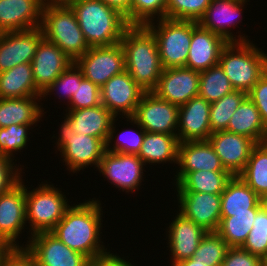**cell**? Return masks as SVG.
<instances>
[{
	"label": "cell",
	"mask_w": 267,
	"mask_h": 266,
	"mask_svg": "<svg viewBox=\"0 0 267 266\" xmlns=\"http://www.w3.org/2000/svg\"><path fill=\"white\" fill-rule=\"evenodd\" d=\"M93 199L96 198L70 206L50 232L70 249L84 254L94 263L111 253L101 244L103 211L100 200Z\"/></svg>",
	"instance_id": "1"
},
{
	"label": "cell",
	"mask_w": 267,
	"mask_h": 266,
	"mask_svg": "<svg viewBox=\"0 0 267 266\" xmlns=\"http://www.w3.org/2000/svg\"><path fill=\"white\" fill-rule=\"evenodd\" d=\"M126 71L145 92H153L162 74L157 41L145 25H129L120 41Z\"/></svg>",
	"instance_id": "2"
},
{
	"label": "cell",
	"mask_w": 267,
	"mask_h": 266,
	"mask_svg": "<svg viewBox=\"0 0 267 266\" xmlns=\"http://www.w3.org/2000/svg\"><path fill=\"white\" fill-rule=\"evenodd\" d=\"M89 47L120 43L129 26L125 16L100 0H75L69 4Z\"/></svg>",
	"instance_id": "3"
},
{
	"label": "cell",
	"mask_w": 267,
	"mask_h": 266,
	"mask_svg": "<svg viewBox=\"0 0 267 266\" xmlns=\"http://www.w3.org/2000/svg\"><path fill=\"white\" fill-rule=\"evenodd\" d=\"M219 65L235 90L248 93L267 71V54L250 41L229 42L220 53Z\"/></svg>",
	"instance_id": "4"
},
{
	"label": "cell",
	"mask_w": 267,
	"mask_h": 266,
	"mask_svg": "<svg viewBox=\"0 0 267 266\" xmlns=\"http://www.w3.org/2000/svg\"><path fill=\"white\" fill-rule=\"evenodd\" d=\"M40 27L44 38L56 44L73 61L90 48L69 5H44Z\"/></svg>",
	"instance_id": "5"
},
{
	"label": "cell",
	"mask_w": 267,
	"mask_h": 266,
	"mask_svg": "<svg viewBox=\"0 0 267 266\" xmlns=\"http://www.w3.org/2000/svg\"><path fill=\"white\" fill-rule=\"evenodd\" d=\"M157 23V25H155ZM145 25L154 35L162 68L185 67L196 21L162 18Z\"/></svg>",
	"instance_id": "6"
},
{
	"label": "cell",
	"mask_w": 267,
	"mask_h": 266,
	"mask_svg": "<svg viewBox=\"0 0 267 266\" xmlns=\"http://www.w3.org/2000/svg\"><path fill=\"white\" fill-rule=\"evenodd\" d=\"M60 189L48 184H40L26 194V223H30L31 235L39 232H50L63 218L70 205Z\"/></svg>",
	"instance_id": "7"
},
{
	"label": "cell",
	"mask_w": 267,
	"mask_h": 266,
	"mask_svg": "<svg viewBox=\"0 0 267 266\" xmlns=\"http://www.w3.org/2000/svg\"><path fill=\"white\" fill-rule=\"evenodd\" d=\"M59 129L56 145L67 169L77 173L87 166L99 167L106 152V143L94 136L76 134L69 122L64 119Z\"/></svg>",
	"instance_id": "8"
},
{
	"label": "cell",
	"mask_w": 267,
	"mask_h": 266,
	"mask_svg": "<svg viewBox=\"0 0 267 266\" xmlns=\"http://www.w3.org/2000/svg\"><path fill=\"white\" fill-rule=\"evenodd\" d=\"M85 79L102 87L111 77L126 70L125 53L121 43L90 47L74 61Z\"/></svg>",
	"instance_id": "9"
},
{
	"label": "cell",
	"mask_w": 267,
	"mask_h": 266,
	"mask_svg": "<svg viewBox=\"0 0 267 266\" xmlns=\"http://www.w3.org/2000/svg\"><path fill=\"white\" fill-rule=\"evenodd\" d=\"M30 237L24 248L32 255L37 266H92L93 264L87 256L70 249L51 232H39Z\"/></svg>",
	"instance_id": "10"
},
{
	"label": "cell",
	"mask_w": 267,
	"mask_h": 266,
	"mask_svg": "<svg viewBox=\"0 0 267 266\" xmlns=\"http://www.w3.org/2000/svg\"><path fill=\"white\" fill-rule=\"evenodd\" d=\"M179 106L145 92L132 118L150 133L177 135Z\"/></svg>",
	"instance_id": "11"
},
{
	"label": "cell",
	"mask_w": 267,
	"mask_h": 266,
	"mask_svg": "<svg viewBox=\"0 0 267 266\" xmlns=\"http://www.w3.org/2000/svg\"><path fill=\"white\" fill-rule=\"evenodd\" d=\"M144 166H146L145 163L138 155L113 153L106 150L98 170L116 188L118 187L119 190L126 191V193H132L141 186Z\"/></svg>",
	"instance_id": "12"
},
{
	"label": "cell",
	"mask_w": 267,
	"mask_h": 266,
	"mask_svg": "<svg viewBox=\"0 0 267 266\" xmlns=\"http://www.w3.org/2000/svg\"><path fill=\"white\" fill-rule=\"evenodd\" d=\"M144 93L126 70L100 87L101 104L115 117H132Z\"/></svg>",
	"instance_id": "13"
},
{
	"label": "cell",
	"mask_w": 267,
	"mask_h": 266,
	"mask_svg": "<svg viewBox=\"0 0 267 266\" xmlns=\"http://www.w3.org/2000/svg\"><path fill=\"white\" fill-rule=\"evenodd\" d=\"M43 38L41 27L0 33V73L22 63H31Z\"/></svg>",
	"instance_id": "14"
},
{
	"label": "cell",
	"mask_w": 267,
	"mask_h": 266,
	"mask_svg": "<svg viewBox=\"0 0 267 266\" xmlns=\"http://www.w3.org/2000/svg\"><path fill=\"white\" fill-rule=\"evenodd\" d=\"M26 225V194L23 179L0 194V234L15 248H24L17 238Z\"/></svg>",
	"instance_id": "15"
},
{
	"label": "cell",
	"mask_w": 267,
	"mask_h": 266,
	"mask_svg": "<svg viewBox=\"0 0 267 266\" xmlns=\"http://www.w3.org/2000/svg\"><path fill=\"white\" fill-rule=\"evenodd\" d=\"M64 117L76 134L94 136L111 146L115 133V116L107 107L100 104L94 107L66 110Z\"/></svg>",
	"instance_id": "16"
},
{
	"label": "cell",
	"mask_w": 267,
	"mask_h": 266,
	"mask_svg": "<svg viewBox=\"0 0 267 266\" xmlns=\"http://www.w3.org/2000/svg\"><path fill=\"white\" fill-rule=\"evenodd\" d=\"M179 213L207 232H216L221 222V195L177 192Z\"/></svg>",
	"instance_id": "17"
},
{
	"label": "cell",
	"mask_w": 267,
	"mask_h": 266,
	"mask_svg": "<svg viewBox=\"0 0 267 266\" xmlns=\"http://www.w3.org/2000/svg\"><path fill=\"white\" fill-rule=\"evenodd\" d=\"M200 72L186 67L165 68L153 91L160 99L181 106L199 94Z\"/></svg>",
	"instance_id": "18"
},
{
	"label": "cell",
	"mask_w": 267,
	"mask_h": 266,
	"mask_svg": "<svg viewBox=\"0 0 267 266\" xmlns=\"http://www.w3.org/2000/svg\"><path fill=\"white\" fill-rule=\"evenodd\" d=\"M208 140L225 170L232 176H239L243 172L253 148L257 145L247 136L226 130L211 133Z\"/></svg>",
	"instance_id": "19"
},
{
	"label": "cell",
	"mask_w": 267,
	"mask_h": 266,
	"mask_svg": "<svg viewBox=\"0 0 267 266\" xmlns=\"http://www.w3.org/2000/svg\"><path fill=\"white\" fill-rule=\"evenodd\" d=\"M247 1L249 2V0H211L204 16L198 23L204 29L221 36L227 43L250 41L248 36L240 34L238 39H236L234 34L230 32V28L237 24L235 19L242 16L243 12L241 11Z\"/></svg>",
	"instance_id": "20"
},
{
	"label": "cell",
	"mask_w": 267,
	"mask_h": 266,
	"mask_svg": "<svg viewBox=\"0 0 267 266\" xmlns=\"http://www.w3.org/2000/svg\"><path fill=\"white\" fill-rule=\"evenodd\" d=\"M177 185L189 172L226 171L209 140L185 141L178 145Z\"/></svg>",
	"instance_id": "21"
},
{
	"label": "cell",
	"mask_w": 267,
	"mask_h": 266,
	"mask_svg": "<svg viewBox=\"0 0 267 266\" xmlns=\"http://www.w3.org/2000/svg\"><path fill=\"white\" fill-rule=\"evenodd\" d=\"M210 104L201 96H195L179 106L177 138L185 141L208 140L211 135Z\"/></svg>",
	"instance_id": "22"
},
{
	"label": "cell",
	"mask_w": 267,
	"mask_h": 266,
	"mask_svg": "<svg viewBox=\"0 0 267 266\" xmlns=\"http://www.w3.org/2000/svg\"><path fill=\"white\" fill-rule=\"evenodd\" d=\"M72 63L56 44L43 38L31 62L37 90L42 94Z\"/></svg>",
	"instance_id": "23"
},
{
	"label": "cell",
	"mask_w": 267,
	"mask_h": 266,
	"mask_svg": "<svg viewBox=\"0 0 267 266\" xmlns=\"http://www.w3.org/2000/svg\"><path fill=\"white\" fill-rule=\"evenodd\" d=\"M169 224L166 238L168 237L167 247L171 251V263L178 264L192 258L207 231L181 213L176 214Z\"/></svg>",
	"instance_id": "24"
},
{
	"label": "cell",
	"mask_w": 267,
	"mask_h": 266,
	"mask_svg": "<svg viewBox=\"0 0 267 266\" xmlns=\"http://www.w3.org/2000/svg\"><path fill=\"white\" fill-rule=\"evenodd\" d=\"M42 0H0V33L41 26Z\"/></svg>",
	"instance_id": "25"
},
{
	"label": "cell",
	"mask_w": 267,
	"mask_h": 266,
	"mask_svg": "<svg viewBox=\"0 0 267 266\" xmlns=\"http://www.w3.org/2000/svg\"><path fill=\"white\" fill-rule=\"evenodd\" d=\"M227 42L219 35L198 24L192 31L186 68L204 71L219 64V57Z\"/></svg>",
	"instance_id": "26"
},
{
	"label": "cell",
	"mask_w": 267,
	"mask_h": 266,
	"mask_svg": "<svg viewBox=\"0 0 267 266\" xmlns=\"http://www.w3.org/2000/svg\"><path fill=\"white\" fill-rule=\"evenodd\" d=\"M261 208L260 197L239 176H232L221 194V218Z\"/></svg>",
	"instance_id": "27"
},
{
	"label": "cell",
	"mask_w": 267,
	"mask_h": 266,
	"mask_svg": "<svg viewBox=\"0 0 267 266\" xmlns=\"http://www.w3.org/2000/svg\"><path fill=\"white\" fill-rule=\"evenodd\" d=\"M41 99V96L0 98V128L13 124H37V122H40L42 116H44V109L38 103Z\"/></svg>",
	"instance_id": "28"
},
{
	"label": "cell",
	"mask_w": 267,
	"mask_h": 266,
	"mask_svg": "<svg viewBox=\"0 0 267 266\" xmlns=\"http://www.w3.org/2000/svg\"><path fill=\"white\" fill-rule=\"evenodd\" d=\"M226 131L247 136L257 144L267 142V130L260 112L248 96L230 118Z\"/></svg>",
	"instance_id": "29"
},
{
	"label": "cell",
	"mask_w": 267,
	"mask_h": 266,
	"mask_svg": "<svg viewBox=\"0 0 267 266\" xmlns=\"http://www.w3.org/2000/svg\"><path fill=\"white\" fill-rule=\"evenodd\" d=\"M41 96L37 90L31 63H22L0 73V98Z\"/></svg>",
	"instance_id": "30"
},
{
	"label": "cell",
	"mask_w": 267,
	"mask_h": 266,
	"mask_svg": "<svg viewBox=\"0 0 267 266\" xmlns=\"http://www.w3.org/2000/svg\"><path fill=\"white\" fill-rule=\"evenodd\" d=\"M179 140L177 135L146 132L138 156L147 165L148 163H176Z\"/></svg>",
	"instance_id": "31"
},
{
	"label": "cell",
	"mask_w": 267,
	"mask_h": 266,
	"mask_svg": "<svg viewBox=\"0 0 267 266\" xmlns=\"http://www.w3.org/2000/svg\"><path fill=\"white\" fill-rule=\"evenodd\" d=\"M232 178L228 171L189 172L177 185V192L222 194Z\"/></svg>",
	"instance_id": "32"
},
{
	"label": "cell",
	"mask_w": 267,
	"mask_h": 266,
	"mask_svg": "<svg viewBox=\"0 0 267 266\" xmlns=\"http://www.w3.org/2000/svg\"><path fill=\"white\" fill-rule=\"evenodd\" d=\"M239 177L259 196L267 192V142L257 144Z\"/></svg>",
	"instance_id": "33"
},
{
	"label": "cell",
	"mask_w": 267,
	"mask_h": 266,
	"mask_svg": "<svg viewBox=\"0 0 267 266\" xmlns=\"http://www.w3.org/2000/svg\"><path fill=\"white\" fill-rule=\"evenodd\" d=\"M257 212L231 213V217L221 218L216 231L229 247H241L246 241Z\"/></svg>",
	"instance_id": "34"
},
{
	"label": "cell",
	"mask_w": 267,
	"mask_h": 266,
	"mask_svg": "<svg viewBox=\"0 0 267 266\" xmlns=\"http://www.w3.org/2000/svg\"><path fill=\"white\" fill-rule=\"evenodd\" d=\"M234 90L219 64L200 72L198 95L206 99L209 103L220 100Z\"/></svg>",
	"instance_id": "35"
},
{
	"label": "cell",
	"mask_w": 267,
	"mask_h": 266,
	"mask_svg": "<svg viewBox=\"0 0 267 266\" xmlns=\"http://www.w3.org/2000/svg\"><path fill=\"white\" fill-rule=\"evenodd\" d=\"M247 96L248 93L245 91L234 90L210 104V128L212 133L227 130L230 118Z\"/></svg>",
	"instance_id": "36"
},
{
	"label": "cell",
	"mask_w": 267,
	"mask_h": 266,
	"mask_svg": "<svg viewBox=\"0 0 267 266\" xmlns=\"http://www.w3.org/2000/svg\"><path fill=\"white\" fill-rule=\"evenodd\" d=\"M228 248L227 243L217 232H207L192 258L207 266H221Z\"/></svg>",
	"instance_id": "37"
},
{
	"label": "cell",
	"mask_w": 267,
	"mask_h": 266,
	"mask_svg": "<svg viewBox=\"0 0 267 266\" xmlns=\"http://www.w3.org/2000/svg\"><path fill=\"white\" fill-rule=\"evenodd\" d=\"M34 124L11 125L0 128V155L6 156L12 160L15 152L21 151L27 146L28 132ZM29 129V130H28Z\"/></svg>",
	"instance_id": "38"
},
{
	"label": "cell",
	"mask_w": 267,
	"mask_h": 266,
	"mask_svg": "<svg viewBox=\"0 0 267 266\" xmlns=\"http://www.w3.org/2000/svg\"><path fill=\"white\" fill-rule=\"evenodd\" d=\"M211 0H167L166 18L198 22Z\"/></svg>",
	"instance_id": "39"
},
{
	"label": "cell",
	"mask_w": 267,
	"mask_h": 266,
	"mask_svg": "<svg viewBox=\"0 0 267 266\" xmlns=\"http://www.w3.org/2000/svg\"><path fill=\"white\" fill-rule=\"evenodd\" d=\"M167 0H132L131 25H147L155 20L166 18Z\"/></svg>",
	"instance_id": "40"
},
{
	"label": "cell",
	"mask_w": 267,
	"mask_h": 266,
	"mask_svg": "<svg viewBox=\"0 0 267 266\" xmlns=\"http://www.w3.org/2000/svg\"><path fill=\"white\" fill-rule=\"evenodd\" d=\"M241 248L261 258L267 253V212L263 208L257 212L253 227Z\"/></svg>",
	"instance_id": "41"
},
{
	"label": "cell",
	"mask_w": 267,
	"mask_h": 266,
	"mask_svg": "<svg viewBox=\"0 0 267 266\" xmlns=\"http://www.w3.org/2000/svg\"><path fill=\"white\" fill-rule=\"evenodd\" d=\"M83 79L84 76L81 69L73 61V63L44 90V92L41 94V98H45L47 95H50L51 92L56 91L57 93L60 90L62 95H60L58 98L61 99L60 97H65L63 99L67 98L68 102H70L73 94L76 92L77 82H81Z\"/></svg>",
	"instance_id": "42"
},
{
	"label": "cell",
	"mask_w": 267,
	"mask_h": 266,
	"mask_svg": "<svg viewBox=\"0 0 267 266\" xmlns=\"http://www.w3.org/2000/svg\"><path fill=\"white\" fill-rule=\"evenodd\" d=\"M128 121L129 123H132V125L136 124L139 131L138 130L134 131L131 129L125 130V131L123 130V132L120 134L121 136L117 135L118 138L116 142L114 141L113 147L106 146L107 151H110L113 153H127V154L138 155V153L140 152L141 146L143 144L146 131L132 117H127V122ZM123 134L126 135V139H124L125 137Z\"/></svg>",
	"instance_id": "43"
},
{
	"label": "cell",
	"mask_w": 267,
	"mask_h": 266,
	"mask_svg": "<svg viewBox=\"0 0 267 266\" xmlns=\"http://www.w3.org/2000/svg\"><path fill=\"white\" fill-rule=\"evenodd\" d=\"M100 104V87L84 78L81 82H77V89L68 103V106L70 105L68 109L77 110L80 108L94 107Z\"/></svg>",
	"instance_id": "44"
},
{
	"label": "cell",
	"mask_w": 267,
	"mask_h": 266,
	"mask_svg": "<svg viewBox=\"0 0 267 266\" xmlns=\"http://www.w3.org/2000/svg\"><path fill=\"white\" fill-rule=\"evenodd\" d=\"M13 161L6 156L0 155V194L8 191L22 177L21 171L23 169L19 168V165H15Z\"/></svg>",
	"instance_id": "45"
},
{
	"label": "cell",
	"mask_w": 267,
	"mask_h": 266,
	"mask_svg": "<svg viewBox=\"0 0 267 266\" xmlns=\"http://www.w3.org/2000/svg\"><path fill=\"white\" fill-rule=\"evenodd\" d=\"M221 266H262L261 257L241 247H229Z\"/></svg>",
	"instance_id": "46"
},
{
	"label": "cell",
	"mask_w": 267,
	"mask_h": 266,
	"mask_svg": "<svg viewBox=\"0 0 267 266\" xmlns=\"http://www.w3.org/2000/svg\"><path fill=\"white\" fill-rule=\"evenodd\" d=\"M248 97L256 105L260 112L263 125L267 130V71L248 92Z\"/></svg>",
	"instance_id": "47"
},
{
	"label": "cell",
	"mask_w": 267,
	"mask_h": 266,
	"mask_svg": "<svg viewBox=\"0 0 267 266\" xmlns=\"http://www.w3.org/2000/svg\"><path fill=\"white\" fill-rule=\"evenodd\" d=\"M1 266H37L32 255L25 248H15Z\"/></svg>",
	"instance_id": "48"
},
{
	"label": "cell",
	"mask_w": 267,
	"mask_h": 266,
	"mask_svg": "<svg viewBox=\"0 0 267 266\" xmlns=\"http://www.w3.org/2000/svg\"><path fill=\"white\" fill-rule=\"evenodd\" d=\"M108 6L117 9L122 15L125 16L128 25H131V2L132 0H100Z\"/></svg>",
	"instance_id": "49"
},
{
	"label": "cell",
	"mask_w": 267,
	"mask_h": 266,
	"mask_svg": "<svg viewBox=\"0 0 267 266\" xmlns=\"http://www.w3.org/2000/svg\"><path fill=\"white\" fill-rule=\"evenodd\" d=\"M92 266H134V264L132 265L130 261H126L120 255L111 253L109 256L94 262Z\"/></svg>",
	"instance_id": "50"
},
{
	"label": "cell",
	"mask_w": 267,
	"mask_h": 266,
	"mask_svg": "<svg viewBox=\"0 0 267 266\" xmlns=\"http://www.w3.org/2000/svg\"><path fill=\"white\" fill-rule=\"evenodd\" d=\"M14 249L15 247L0 234V266Z\"/></svg>",
	"instance_id": "51"
},
{
	"label": "cell",
	"mask_w": 267,
	"mask_h": 266,
	"mask_svg": "<svg viewBox=\"0 0 267 266\" xmlns=\"http://www.w3.org/2000/svg\"><path fill=\"white\" fill-rule=\"evenodd\" d=\"M180 266H207L206 264L202 262H197V260H194L193 258L183 260L178 263Z\"/></svg>",
	"instance_id": "52"
},
{
	"label": "cell",
	"mask_w": 267,
	"mask_h": 266,
	"mask_svg": "<svg viewBox=\"0 0 267 266\" xmlns=\"http://www.w3.org/2000/svg\"><path fill=\"white\" fill-rule=\"evenodd\" d=\"M44 5H69L75 0H42Z\"/></svg>",
	"instance_id": "53"
},
{
	"label": "cell",
	"mask_w": 267,
	"mask_h": 266,
	"mask_svg": "<svg viewBox=\"0 0 267 266\" xmlns=\"http://www.w3.org/2000/svg\"><path fill=\"white\" fill-rule=\"evenodd\" d=\"M261 207L267 212V192L260 197Z\"/></svg>",
	"instance_id": "54"
},
{
	"label": "cell",
	"mask_w": 267,
	"mask_h": 266,
	"mask_svg": "<svg viewBox=\"0 0 267 266\" xmlns=\"http://www.w3.org/2000/svg\"><path fill=\"white\" fill-rule=\"evenodd\" d=\"M262 266H267V253L261 258Z\"/></svg>",
	"instance_id": "55"
},
{
	"label": "cell",
	"mask_w": 267,
	"mask_h": 266,
	"mask_svg": "<svg viewBox=\"0 0 267 266\" xmlns=\"http://www.w3.org/2000/svg\"><path fill=\"white\" fill-rule=\"evenodd\" d=\"M171 266H180L179 264H171Z\"/></svg>",
	"instance_id": "56"
}]
</instances>
